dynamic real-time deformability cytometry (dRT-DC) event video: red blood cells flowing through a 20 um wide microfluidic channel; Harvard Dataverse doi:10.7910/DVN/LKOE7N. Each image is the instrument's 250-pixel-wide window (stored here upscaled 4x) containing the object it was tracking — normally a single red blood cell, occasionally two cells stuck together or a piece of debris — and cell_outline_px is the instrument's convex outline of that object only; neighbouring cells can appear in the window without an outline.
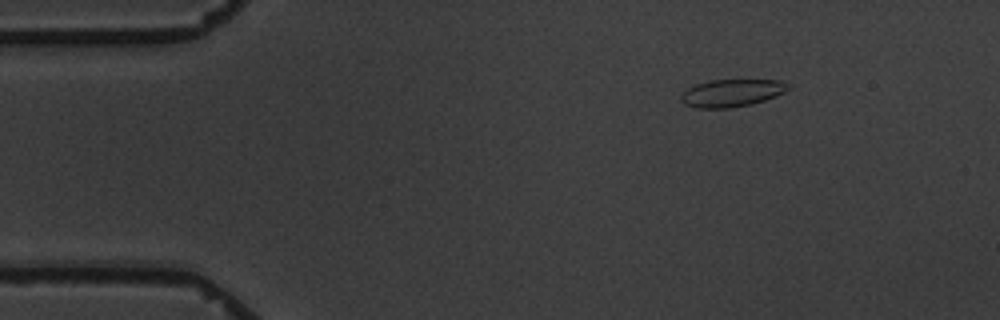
{"species": "common noctule bat (a hibernating species)", "species_latin": "Nyctalus noctula", "temperature_condition": "warm", "stored_images_in_passage": 5, "camera_frame_rate_fps": 3000, "um_per_image_px": 0.085, "animal": {"sex": "male", "body_mass_g": 19.5, "forearm_length_mm": 54.6}, "frame": {"image": 1, "passage_image": 3, "time_ms": 2.333, "image_size_px": [1000, 320], "cell_outline_px": [[792, 88], [776, 96], [752, 104], [728, 108], [696, 108], [684, 104], [680, 100], [680, 96], [688, 88], [696, 84], [708, 80], [780, 80], [792, 84]], "centroid_in_image_um": [62.23, 7.9], "position_along_channel_um": 22.8, "area_um2": 17.34}}